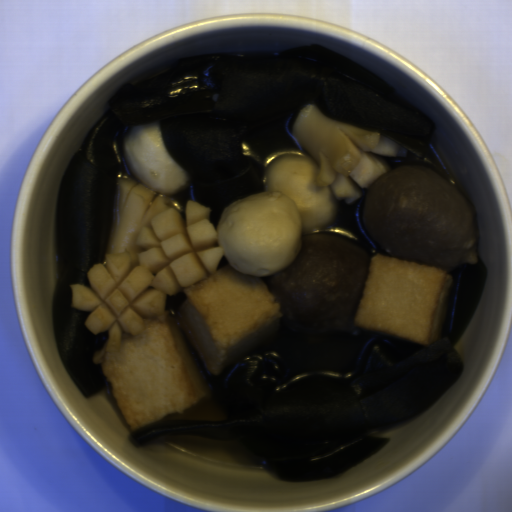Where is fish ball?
<instances>
[{
    "instance_id": "3",
    "label": "fish ball",
    "mask_w": 512,
    "mask_h": 512,
    "mask_svg": "<svg viewBox=\"0 0 512 512\" xmlns=\"http://www.w3.org/2000/svg\"><path fill=\"white\" fill-rule=\"evenodd\" d=\"M121 150L124 164L137 184L162 196L189 187L187 170L166 149L159 120L132 124L123 135Z\"/></svg>"
},
{
    "instance_id": "2",
    "label": "fish ball",
    "mask_w": 512,
    "mask_h": 512,
    "mask_svg": "<svg viewBox=\"0 0 512 512\" xmlns=\"http://www.w3.org/2000/svg\"><path fill=\"white\" fill-rule=\"evenodd\" d=\"M452 284L440 267L375 253L353 325L432 347L442 333Z\"/></svg>"
},
{
    "instance_id": "1",
    "label": "fish ball",
    "mask_w": 512,
    "mask_h": 512,
    "mask_svg": "<svg viewBox=\"0 0 512 512\" xmlns=\"http://www.w3.org/2000/svg\"><path fill=\"white\" fill-rule=\"evenodd\" d=\"M309 156L285 153L267 163L264 191L226 206L217 243L227 265L191 285L178 313L145 318L138 335L109 339L93 355L111 383L131 431L190 409L209 392L181 330L216 377L230 364L279 333L280 302L265 276L288 268L302 235L328 226L337 210L330 185H318Z\"/></svg>"
}]
</instances>
